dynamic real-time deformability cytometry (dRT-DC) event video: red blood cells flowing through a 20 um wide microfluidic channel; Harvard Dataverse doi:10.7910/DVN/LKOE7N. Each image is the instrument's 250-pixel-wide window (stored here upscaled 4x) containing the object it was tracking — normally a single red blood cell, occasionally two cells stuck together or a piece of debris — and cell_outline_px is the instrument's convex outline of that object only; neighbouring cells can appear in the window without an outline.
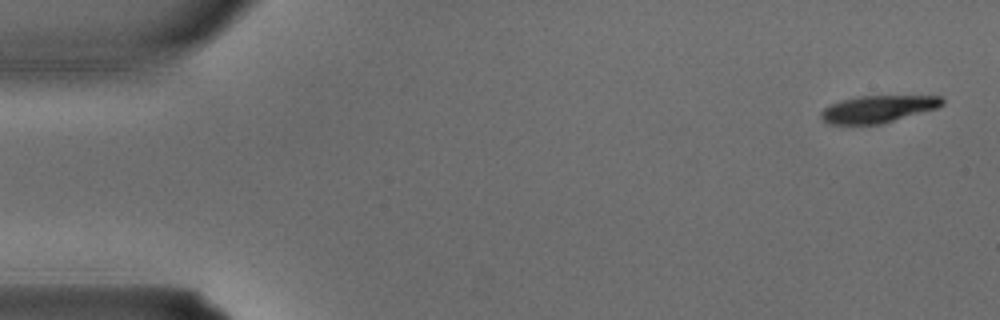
{"species": "common noctule bat (a hibernating species)", "species_latin": "Nyctalus noctula", "temperature_condition": "warm", "stored_images_in_passage": 3, "camera_frame_rate_fps": 3000, "um_per_image_px": 0.085, "animal": {"sex": "male", "body_mass_g": 15.6}, "frame": {"image": 1, "passage_image": 1, "time_ms": 0.0, "image_size_px": [1000, 320], "cell_outline_px": [[944, 104], [936, 108], [880, 124], [828, 124], [820, 116], [820, 112], [824, 108], [840, 100], [860, 96], [940, 96], [944, 100]], "centroid_in_image_um": [74.6, 9.26], "position_along_channel_um": 10.4, "area_um2": 18.9}}
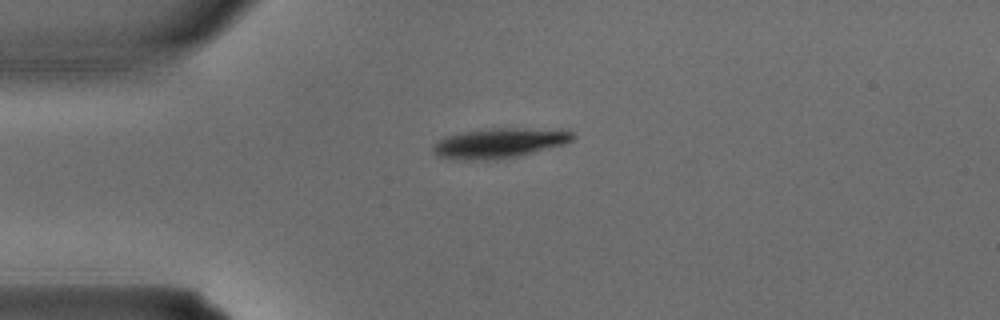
{"frame": {"image": 2, "passage_image": 3, "time_ms": 0.667, "image_size_px": [1000, 320], "cell_outline_px": [[576, 136], [572, 140], [564, 144], [516, 156], [496, 160], [452, 160], [436, 156], [432, 152], [432, 144], [436, 140], [444, 136], [460, 132], [492, 128], [512, 128], [572, 132]], "centroid_in_image_um": [42.27, 12.18], "position_along_channel_um": 42.7, "area_um2": 24.28}}